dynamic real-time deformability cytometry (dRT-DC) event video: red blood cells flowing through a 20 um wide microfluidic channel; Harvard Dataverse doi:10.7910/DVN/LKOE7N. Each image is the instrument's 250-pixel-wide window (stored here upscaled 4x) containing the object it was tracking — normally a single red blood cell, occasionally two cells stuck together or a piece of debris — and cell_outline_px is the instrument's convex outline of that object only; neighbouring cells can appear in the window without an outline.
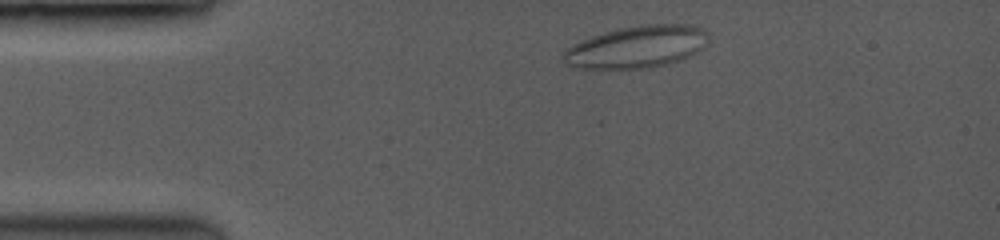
{"species": "common noctule bat (a hibernating species)", "species_latin": "Nyctalus noctula", "temperature_condition": "room temperature", "stored_images_in_passage": 35, "camera_frame_rate_fps": 3500, "um_per_image_px": 0.085, "animal": {"sex": "female", "body_mass_g": 19.0, "forearm_length_mm": 53.3}, "frame": {"image": 1, "passage_image": 2, "time_ms": 0.571, "image_size_px": [1000, 240], "cell_outline_px": [[700, 32], [696, 48], [692, 52], [676, 60], [660, 64], [640, 68], [584, 68], [572, 64], [564, 56], [564, 52], [568, 48], [584, 40], [604, 32], [624, 28], [656, 24], [684, 24], [696, 28]], "centroid_in_image_um": [53.96, 3.99], "position_along_channel_um": 31.0, "area_um2": 32.43}}
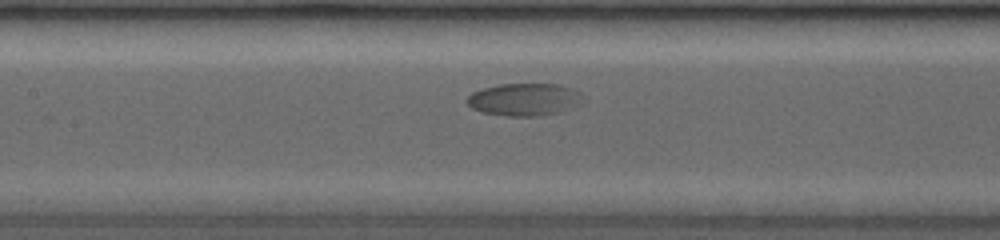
{"frame": {"image": 2, "passage_image": 15, "time_ms": 5.714, "image_size_px": [1000, 240], "cell_outline_px": [[568, 88], [556, 112], [536, 116], [508, 116], [484, 112], [472, 108], [468, 104], [468, 96], [472, 92], [484, 88], [500, 84], [560, 84]], "centroid_in_image_um": [44.07, 8.44], "position_along_channel_um": 163.3, "area_um2": 19.13}}
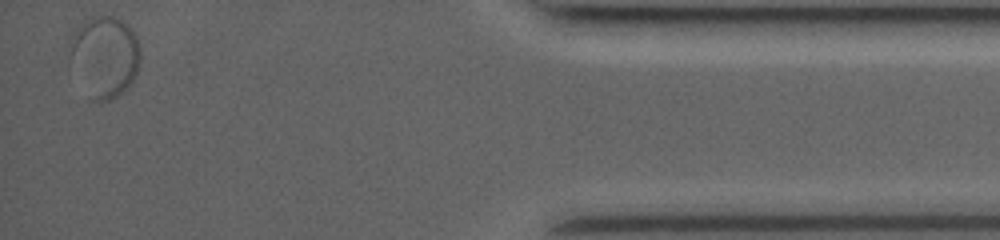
{"frame": {"image": 3, "passage_image": 35, "time_ms": 14.571, "image_size_px": [1000, 240], "cell_outline_px": [[140, 68], [136, 76], [116, 96], [108, 100], [88, 100], [68, 68], [68, 40], [76, 28], [80, 24], [92, 16], [120, 16], [132, 28], [140, 44]], "centroid_in_image_um": [8.81, 4.8], "position_along_channel_um": 426.4, "area_um2": 35.08}}